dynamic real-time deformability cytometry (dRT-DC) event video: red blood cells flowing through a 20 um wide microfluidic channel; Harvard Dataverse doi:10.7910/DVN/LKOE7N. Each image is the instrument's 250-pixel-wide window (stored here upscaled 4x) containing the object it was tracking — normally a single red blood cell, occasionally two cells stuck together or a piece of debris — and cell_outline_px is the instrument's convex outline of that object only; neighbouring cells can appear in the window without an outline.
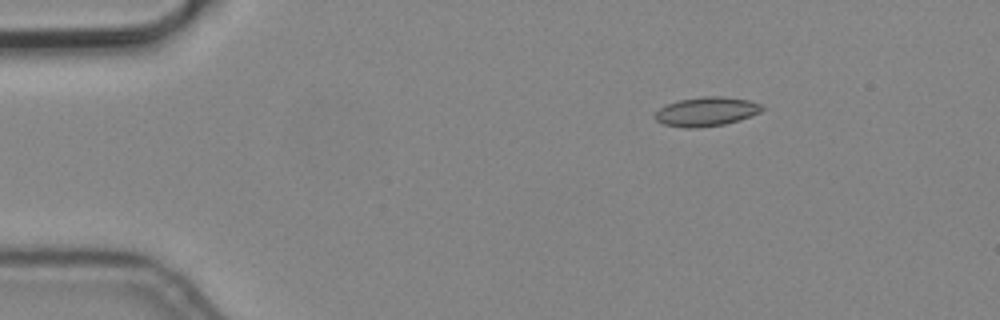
{"species": "common noctule bat (a hibernating species)", "species_latin": "Nyctalus noctula", "temperature_condition": "cold", "stored_images_in_passage": 5, "camera_frame_rate_fps": 3000, "um_per_image_px": 0.085, "animal": {"sex": "male", "body_mass_g": 19.2, "forearm_length_mm": 51.8}, "frame": {"image": 1, "passage_image": 3, "time_ms": 0.667, "image_size_px": [1000, 320], "cell_outline_px": [[764, 108], [760, 112], [740, 120], [724, 124], [696, 128], [684, 128], [664, 124], [656, 120], [652, 116], [660, 108], [668, 104], [680, 100], [704, 96], [724, 96], [748, 100], [764, 104]], "centroid_in_image_um": [60.06, 9.48], "position_along_channel_um": 24.9, "area_um2": 18.21}}